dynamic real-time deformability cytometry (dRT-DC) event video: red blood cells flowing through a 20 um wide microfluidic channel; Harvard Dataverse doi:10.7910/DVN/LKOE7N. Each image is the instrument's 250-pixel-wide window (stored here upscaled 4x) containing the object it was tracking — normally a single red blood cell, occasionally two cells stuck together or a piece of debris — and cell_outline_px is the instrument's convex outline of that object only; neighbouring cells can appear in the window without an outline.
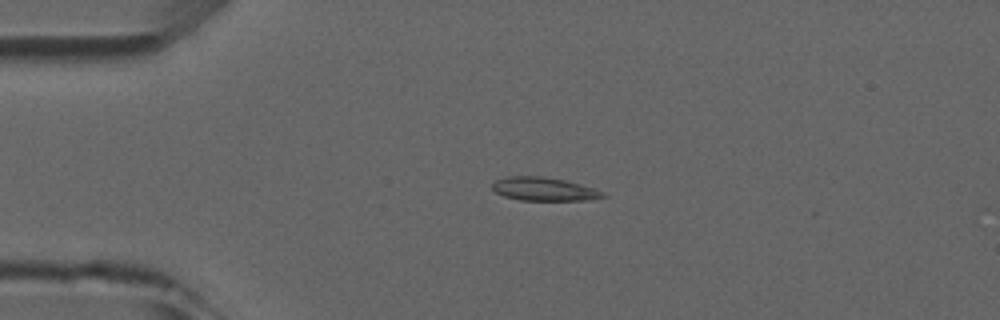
{"species": "common noctule bat (a hibernating species)", "species_latin": "Nyctalus noctula", "temperature_condition": "room temperature", "stored_images_in_passage": 3, "camera_frame_rate_fps": 3000, "um_per_image_px": 0.085, "animal": {"sex": "male", "forearm_length_mm": 52.5}, "frame": {"image": 1, "passage_image": 1, "time_ms": 0.0, "image_size_px": [1000, 320], "cell_outline_px": [[608, 196], [584, 200], [520, 200], [504, 196], [496, 192], [492, 188], [492, 184], [496, 180], [508, 176], [540, 176], [564, 180], [580, 184], [604, 192]], "centroid_in_image_um": [46.22, 16.07], "position_along_channel_um": 38.8, "area_um2": 14.91}}
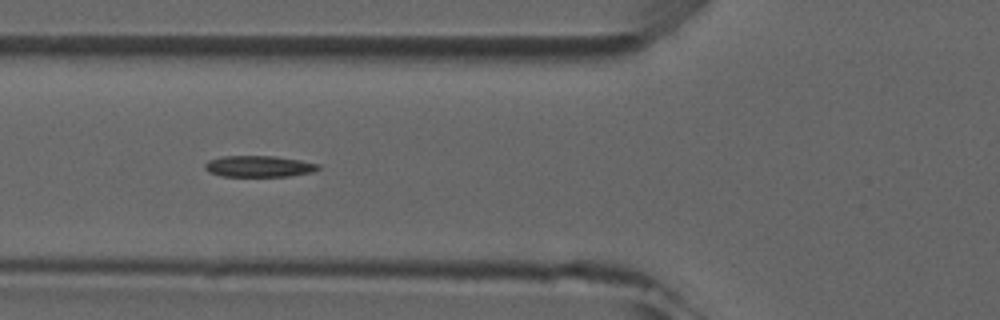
{"frame": {"image": 2, "passage_image": 3, "time_ms": 2.333, "image_size_px": [1000, 320], "cell_outline_px": [[320, 168], [312, 172], [288, 176], [220, 176], [208, 172], [204, 168], [204, 164], [208, 160], [224, 156], [276, 156], [300, 160], [320, 164]], "centroid_in_image_um": [21.99, 14.13], "position_along_channel_um": 103.8, "area_um2": 14.1}}